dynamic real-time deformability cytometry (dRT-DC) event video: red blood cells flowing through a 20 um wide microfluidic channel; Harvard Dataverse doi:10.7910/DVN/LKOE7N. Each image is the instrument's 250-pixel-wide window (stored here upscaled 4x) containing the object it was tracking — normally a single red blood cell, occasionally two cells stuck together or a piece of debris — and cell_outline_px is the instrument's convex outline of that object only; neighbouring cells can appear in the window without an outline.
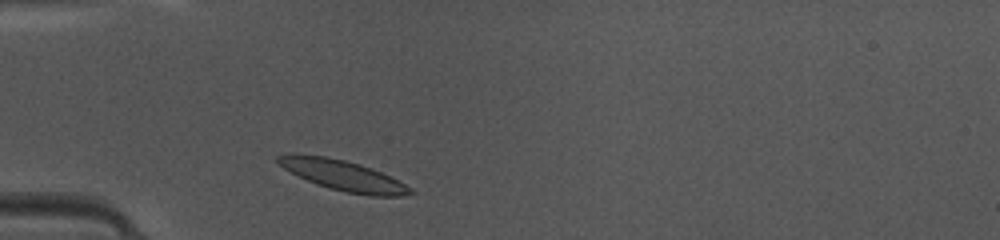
{"species": "common noctule bat (a hibernating species)", "species_latin": "Nyctalus noctula", "temperature_condition": "warm", "stored_images_in_passage": 37, "camera_frame_rate_fps": 3000, "um_per_image_px": 0.085, "animal": {"sex": "female", "body_mass_g": 10.0, "forearm_length_mm": 53.1}, "frame": {"image": 1, "passage_image": 3, "time_ms": 0.667, "image_size_px": [1000, 240], "cell_outline_px": [[416, 192], [404, 196], [372, 196], [344, 192], [328, 188], [316, 184], [284, 168], [276, 160], [276, 156], [292, 152], [300, 152], [324, 156], [344, 160], [360, 164], [380, 172], [412, 188]], "centroid_in_image_um": [29.12, 14.89], "position_along_channel_um": 55.9, "area_um2": 23.41}}
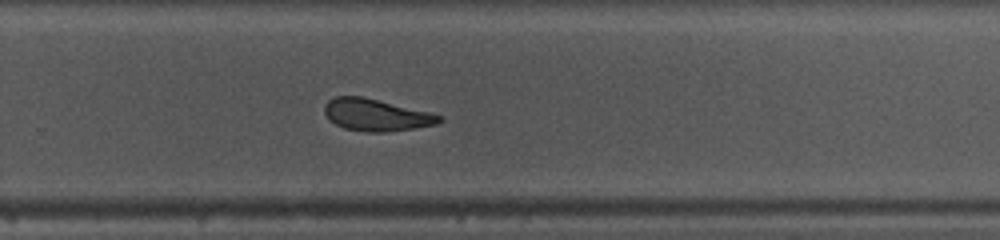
{"frame": {"image": 2, "passage_image": 21, "time_ms": 6.667, "image_size_px": [1000, 240], "cell_outline_px": [[444, 120], [436, 124], [416, 128], [388, 132], [364, 132], [344, 128], [328, 120], [324, 112], [324, 104], [328, 100], [336, 96], [364, 96], [444, 116]], "centroid_in_image_um": [31.96, 9.77], "position_along_channel_um": 297.8, "area_um2": 21.62}}
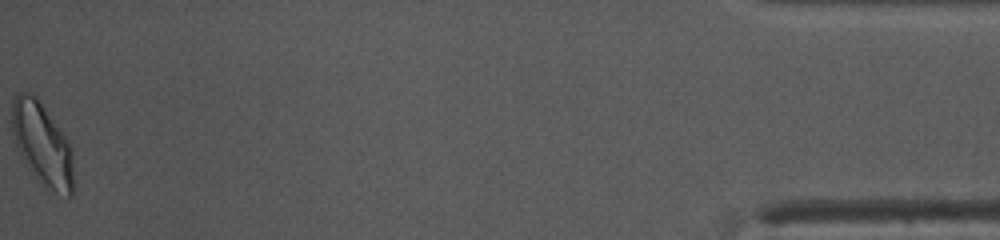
{"frame": {"image": 3, "passage_image": 37, "time_ms": 12.0, "image_size_px": [1000, 240], "cell_outline_px": [[72, 196], [68, 196], [44, 188], [28, 168], [16, 144], [12, 132], [12, 100], [20, 92], [32, 92], [40, 100], [64, 132], [68, 140], [72, 168]], "centroid_in_image_um": [3.57, 12.2], "position_along_channel_um": 431.6, "area_um2": 29.48}, "authors_computed_cell_mechanics": {"area_um2": 22.5998, "velocity_mm_per_s": 4.1627, "shape_relaxation_time_tau1_ms": 3.5198, "shape_relaxation_time_tau2_ms": 1.8425, "deformation_change_tau1": 0.1307, "deformation_change_tau2": 0.0825}}